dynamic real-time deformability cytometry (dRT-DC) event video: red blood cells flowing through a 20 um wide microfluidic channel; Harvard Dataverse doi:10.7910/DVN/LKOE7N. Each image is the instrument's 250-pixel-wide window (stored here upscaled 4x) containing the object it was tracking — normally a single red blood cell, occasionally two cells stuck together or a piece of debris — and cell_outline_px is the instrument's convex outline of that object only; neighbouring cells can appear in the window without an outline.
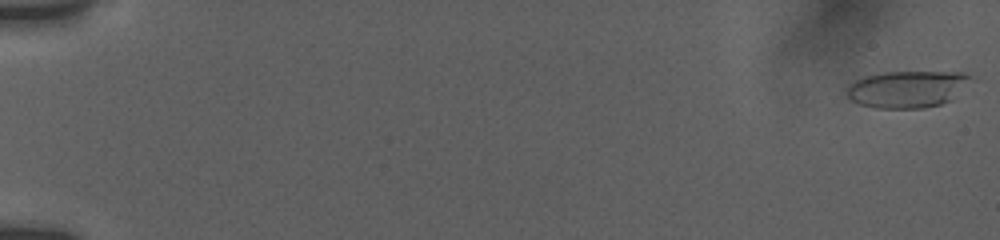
{"species": "human", "species_latin": "Homo sapiens", "temperature_condition": "room temperature", "stored_images_in_passage": 36, "camera_frame_rate_fps": 3000, "um_per_image_px": 0.085, "donor": {"sex": "female"}, "frame": {"image": 1, "passage_image": 1, "time_ms": 0.0, "image_size_px": [1000, 240], "cell_outline_px": [[976, 80], [952, 100], [940, 104], [924, 108], [876, 108], [860, 104], [852, 100], [848, 96], [848, 88], [856, 80], [864, 76], [884, 72], [964, 72], [972, 76]], "centroid_in_image_um": [77.24, 7.57], "position_along_channel_um": 7.8, "area_um2": 26.93}}
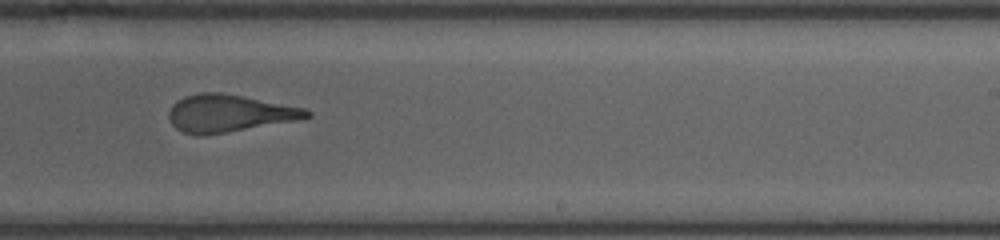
{"frame": {"image": 2, "passage_image": 24, "time_ms": 12.0, "image_size_px": [1000, 240], "cell_outline_px": [[312, 116], [304, 120], [200, 136], [196, 136], [184, 132], [176, 128], [172, 124], [168, 116], [168, 112], [172, 104], [176, 100], [184, 96], [200, 92], [220, 92], [244, 96], [304, 108], [312, 112]], "centroid_in_image_um": [19.49, 9.63], "position_along_channel_um": 269.5, "area_um2": 30.4}}
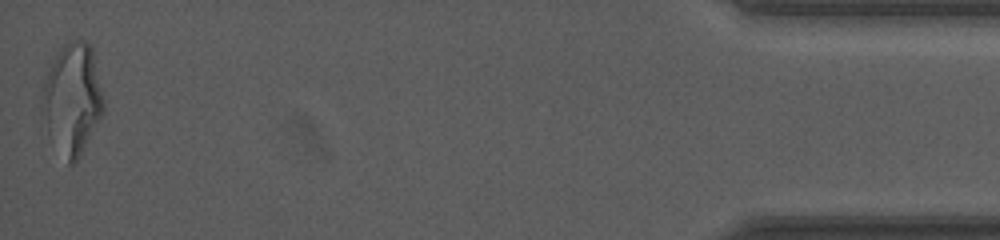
{"frame": {"image": 3, "passage_image": 36, "time_ms": 18.333, "image_size_px": [1000, 240], "cell_outline_px": [[104, 108], [100, 120], [76, 160], [72, 164], [68, 164], [48, 132], [40, 96], [52, 60], [56, 52], [68, 40], [84, 40], [92, 48], [104, 100]], "centroid_in_image_um": [6.16, 8.35], "position_along_channel_um": 429.0, "area_um2": 39.02}, "authors_computed_cell_mechanics": {"area_um2": 29.9115, "velocity_mm_per_s": 3.7927, "shape_relaxation_time_tau1_ms": null, "shape_relaxation_time_tau2_ms": 1.4673, "deformation_change_tau1": null, "deformation_change_tau2": 0.122}}